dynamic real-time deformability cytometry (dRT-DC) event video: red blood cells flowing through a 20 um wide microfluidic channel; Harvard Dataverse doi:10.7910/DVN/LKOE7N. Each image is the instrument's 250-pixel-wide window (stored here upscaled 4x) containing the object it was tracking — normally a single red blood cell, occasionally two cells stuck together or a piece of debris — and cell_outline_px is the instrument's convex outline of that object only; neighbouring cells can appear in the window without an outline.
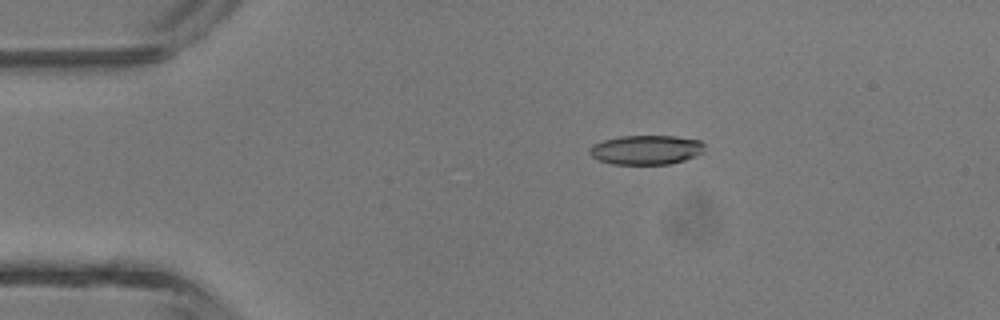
{"species": "common noctule bat (a hibernating species)", "species_latin": "Nyctalus noctula", "temperature_condition": "room temperature", "stored_images_in_passage": 4, "camera_frame_rate_fps": 3000, "um_per_image_px": 0.085, "animal": {"sex": "male", "body_mass_g": 13.3}, "frame": {"image": 1, "passage_image": 3, "time_ms": 2.333, "image_size_px": [1000, 320], "cell_outline_px": [[704, 152], [696, 156], [684, 160], [668, 164], [612, 164], [596, 160], [588, 152], [588, 148], [592, 144], [604, 140], [620, 136], [676, 136], [700, 140], [704, 144]], "centroid_in_image_um": [54.9, 12.73], "position_along_channel_um": 30.1, "area_um2": 19.88}}
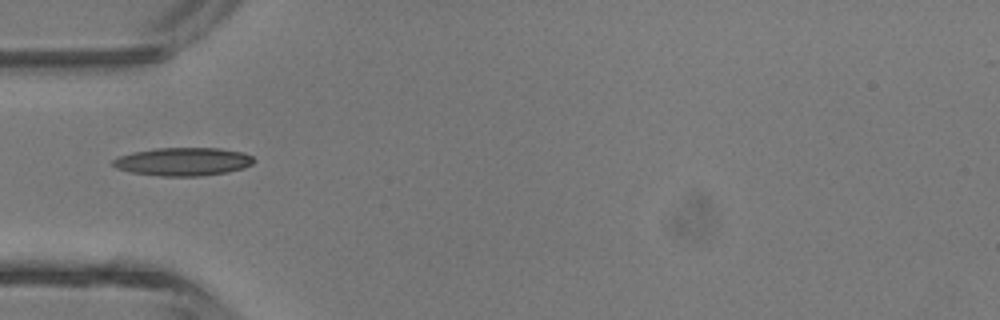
{"frame": {"image": 2, "passage_image": 4, "time_ms": 4.333, "image_size_px": [1000, 320], "cell_outline_px": [[256, 160], [252, 164], [244, 168], [228, 172], [200, 176], [160, 176], [132, 172], [116, 168], [112, 164], [112, 160], [120, 156], [132, 152], [156, 148], [220, 148], [244, 152], [252, 156]], "centroid_in_image_um": [15.6, 13.73], "position_along_channel_um": 69.4, "area_um2": 23.24}}